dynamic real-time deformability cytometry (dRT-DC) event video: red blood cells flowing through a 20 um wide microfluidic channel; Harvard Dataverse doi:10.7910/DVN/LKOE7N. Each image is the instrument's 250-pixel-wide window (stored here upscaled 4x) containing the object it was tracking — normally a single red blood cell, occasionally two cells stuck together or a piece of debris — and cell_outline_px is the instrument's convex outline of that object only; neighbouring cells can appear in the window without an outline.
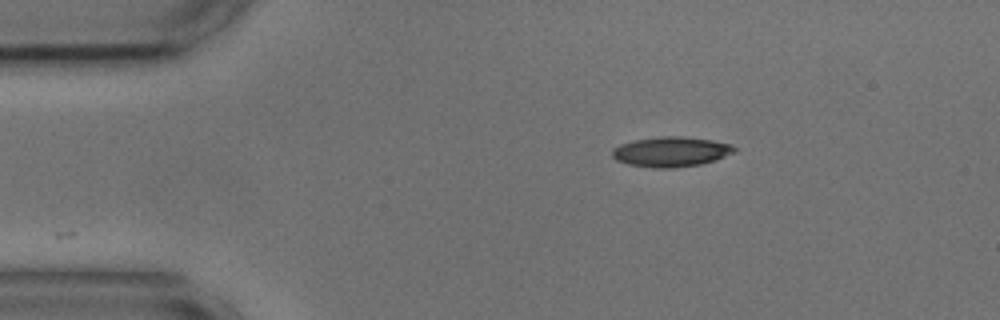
{"species": "common noctule bat (a hibernating species)", "species_latin": "Nyctalus noctula", "temperature_condition": "cold", "stored_images_in_passage": 22, "camera_frame_rate_fps": 3000, "um_per_image_px": 0.085, "animal": {"sex": "male", "body_mass_g": 17.9, "forearm_length_mm": 54.2}, "frame": {"image": 1, "passage_image": 1, "time_ms": 0.0, "image_size_px": [1000, 320], "cell_outline_px": [[736, 152], [716, 160], [700, 164], [672, 168], [652, 168], [628, 164], [616, 160], [612, 156], [612, 148], [620, 144], [636, 140], [660, 136], [680, 136], [712, 140], [732, 144], [736, 148]], "centroid_in_image_um": [57.05, 12.9], "position_along_channel_um": 28.0, "area_um2": 21.44}}
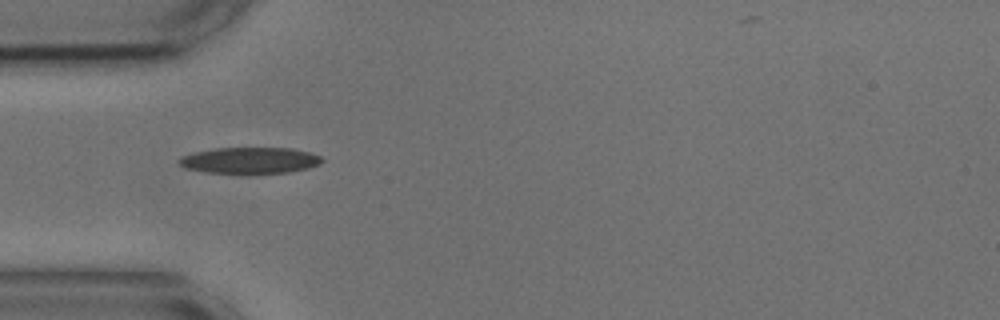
{"frame": {"image": 2, "passage_image": 8, "time_ms": 2.333, "image_size_px": [1000, 320], "cell_outline_px": [[324, 160], [320, 164], [308, 168], [288, 172], [248, 176], [208, 172], [184, 168], [176, 160], [180, 156], [196, 152], [216, 148], [292, 148], [308, 152], [320, 156]], "centroid_in_image_um": [21.22, 13.67], "position_along_channel_um": 63.8, "area_um2": 22.6}}